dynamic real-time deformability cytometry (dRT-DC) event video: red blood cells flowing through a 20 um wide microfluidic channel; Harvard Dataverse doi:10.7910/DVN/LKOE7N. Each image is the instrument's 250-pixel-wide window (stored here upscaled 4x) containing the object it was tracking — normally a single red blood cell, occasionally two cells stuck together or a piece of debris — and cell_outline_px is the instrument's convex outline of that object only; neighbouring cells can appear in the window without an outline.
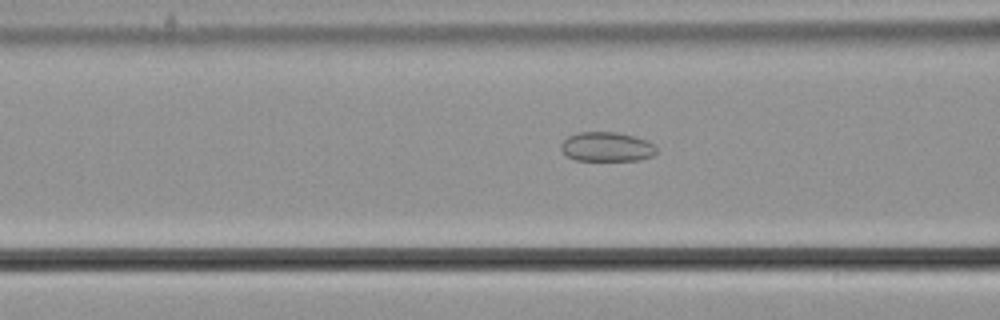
{"species": "common noctule bat (a hibernating species)", "species_latin": "Nyctalus noctula", "temperature_condition": "cold", "stored_images_in_passage": 53, "camera_frame_rate_fps": 3000, "um_per_image_px": 0.085, "animal": {"sex": "male", "body_mass_g": 21.5, "forearm_length_mm": 52.0}, "frame": {"image": 1, "passage_image": 19, "time_ms": 6.0, "image_size_px": [1000, 320], "cell_outline_px": [[656, 152], [652, 156], [640, 160], [576, 160], [568, 156], [560, 148], [560, 144], [568, 136], [576, 132], [616, 132], [636, 136], [652, 144], [656, 148]], "centroid_in_image_um": [51.55, 12.47], "position_along_channel_um": 115.0, "area_um2": 16.3}}
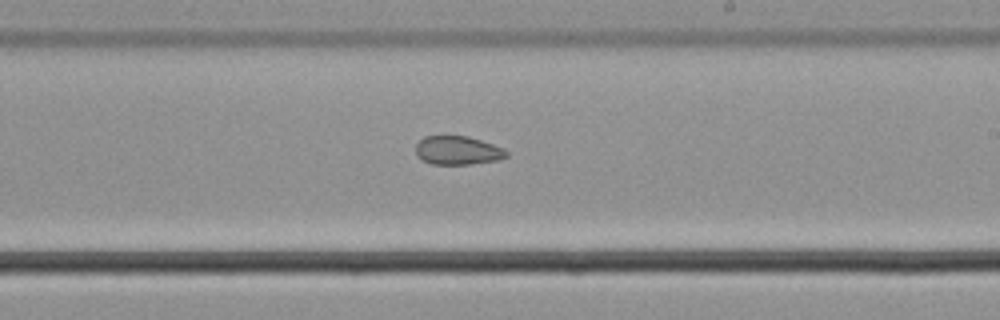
{"frame": {"image": 2, "passage_image": 30, "time_ms": 9.667, "image_size_px": [1000, 320], "cell_outline_px": [[508, 156], [500, 160], [472, 164], [432, 164], [420, 160], [416, 156], [416, 144], [424, 136], [468, 136], [492, 144], [508, 152]], "centroid_in_image_um": [38.87, 12.8], "position_along_channel_um": 250.1, "area_um2": 15.2}}
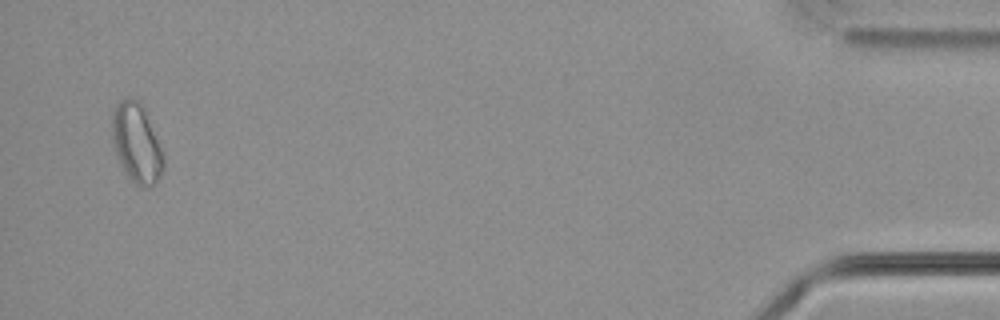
{"frame": {"image": 3, "passage_image": 51, "time_ms": 16.667, "image_size_px": [1000, 320], "cell_outline_px": [[164, 168], [156, 184], [136, 184], [128, 176], [116, 152], [112, 136], [112, 112], [116, 104], [120, 100], [128, 96], [132, 96], [140, 100], [144, 108], [164, 152]], "centroid_in_image_um": [11.63, 12.07], "position_along_channel_um": 423.6, "area_um2": 23.58}, "authors_computed_cell_mechanics": {"area_um2": 18.8428, "velocity_mm_per_s": 3.6859, "shape_relaxation_time_tau1_ms": null, "shape_relaxation_time_tau2_ms": 6.6623, "deformation_change_tau1": null, "deformation_change_tau2": 0.1138}}